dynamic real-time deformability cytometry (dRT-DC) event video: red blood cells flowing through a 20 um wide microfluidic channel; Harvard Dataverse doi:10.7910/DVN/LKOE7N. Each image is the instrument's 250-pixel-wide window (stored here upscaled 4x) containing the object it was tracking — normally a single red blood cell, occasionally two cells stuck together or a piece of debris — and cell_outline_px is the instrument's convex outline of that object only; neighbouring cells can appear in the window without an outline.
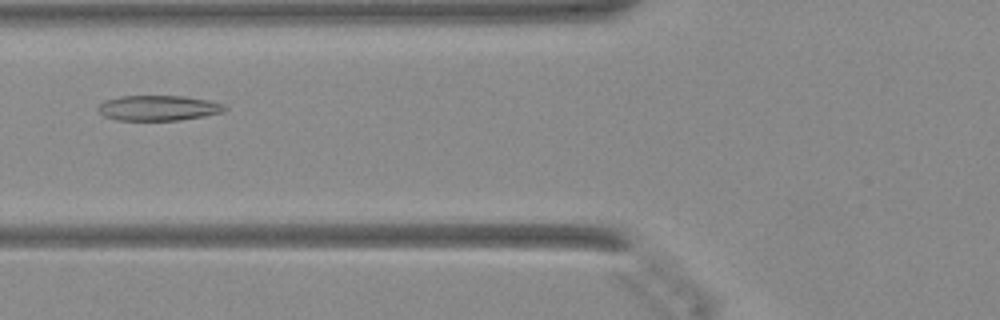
{"species": "Egyptian fruit bat (a non-hibernating species)", "species_latin": "Rousettus aegyptiacus", "temperature_condition": "warm", "stored_images_in_passage": 38, "camera_frame_rate_fps": 3000, "um_per_image_px": 0.085, "animal": {"sex": "female"}, "frame": {"image": 1, "passage_image": 9, "time_ms": 2.667, "image_size_px": [1000, 320], "cell_outline_px": [[228, 108], [224, 112], [204, 116], [180, 120], [116, 120], [104, 116], [96, 108], [104, 100], [120, 96], [184, 96], [212, 100], [224, 104]], "centroid_in_image_um": [13.49, 9.17], "position_along_channel_um": 112.3, "area_um2": 18.84}}
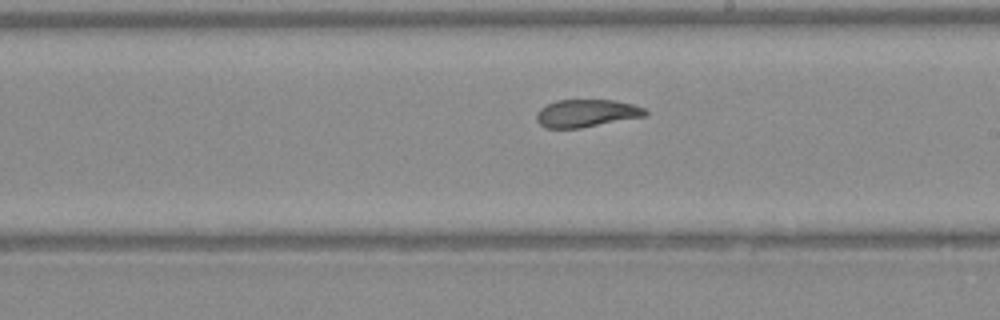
{"frame": {"image": 2, "passage_image": 18, "time_ms": 5.667, "image_size_px": [1000, 320], "cell_outline_px": [[648, 112], [644, 116], [580, 128], [548, 128], [540, 124], [536, 120], [536, 112], [540, 108], [556, 100], [616, 100], [632, 104], [644, 108]], "centroid_in_image_um": [49.82, 9.62], "position_along_channel_um": 239.2, "area_um2": 17.4}}
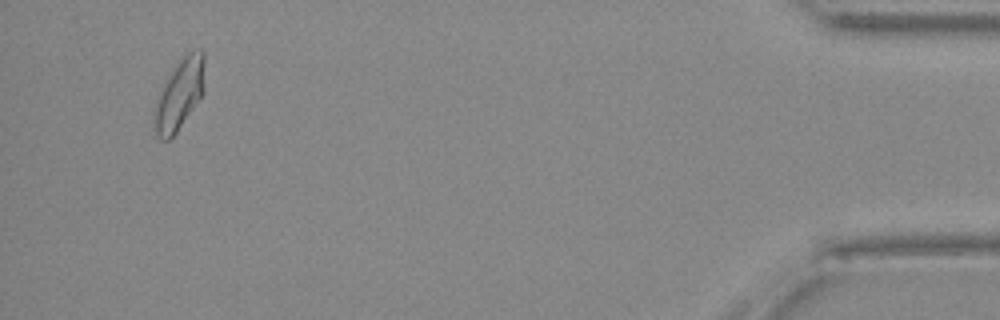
{"frame": {"image": 3, "passage_image": 36, "time_ms": 11.667, "image_size_px": [1000, 320], "cell_outline_px": [[204, 92], [176, 132], [168, 140], [164, 140], [156, 132], [156, 100], [160, 92], [176, 64], [188, 52], [200, 48], [204, 52]], "centroid_in_image_um": [15.31, 7.95], "position_along_channel_um": 419.9, "area_um2": 19.83}}